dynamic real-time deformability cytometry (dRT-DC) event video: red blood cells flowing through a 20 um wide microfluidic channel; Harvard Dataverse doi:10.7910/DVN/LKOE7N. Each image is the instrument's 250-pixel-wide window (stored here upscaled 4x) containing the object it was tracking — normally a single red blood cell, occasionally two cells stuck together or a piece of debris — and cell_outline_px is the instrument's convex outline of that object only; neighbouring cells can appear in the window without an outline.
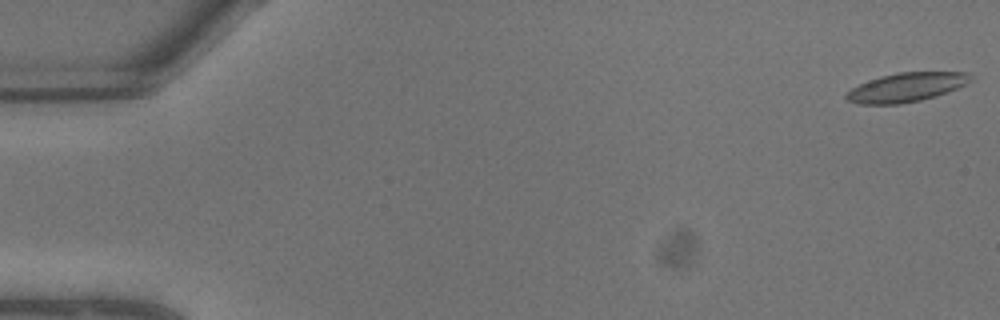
{"species": "common noctule bat (a hibernating species)", "species_latin": "Nyctalus noctula", "temperature_condition": "warm", "stored_images_in_passage": 9, "camera_frame_rate_fps": 3000, "um_per_image_px": 0.085, "animal": {"sex": "male", "body_mass_g": 13.3}, "frame": {"image": 1, "passage_image": 1, "time_ms": 0.0, "image_size_px": [1000, 320], "cell_outline_px": [[972, 80], [956, 88], [936, 96], [920, 100], [900, 104], [860, 104], [848, 100], [844, 96], [852, 88], [860, 84], [880, 76], [896, 72], [968, 72], [972, 76]], "centroid_in_image_um": [77.04, 7.41], "position_along_channel_um": 8.0, "area_um2": 20.81}}
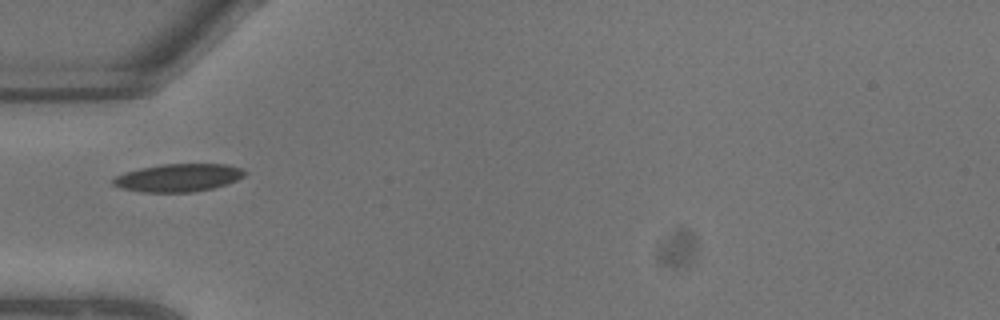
{"frame": {"image": 2, "passage_image": 8, "time_ms": 2.333, "image_size_px": [1000, 320], "cell_outline_px": [[248, 172], [244, 176], [236, 180], [212, 188], [192, 192], [140, 192], [120, 188], [112, 184], [112, 180], [116, 176], [124, 172], [140, 168], [160, 164], [228, 164], [244, 168]], "centroid_in_image_um": [15.16, 15.1], "position_along_channel_um": 69.8, "area_um2": 21.5}}
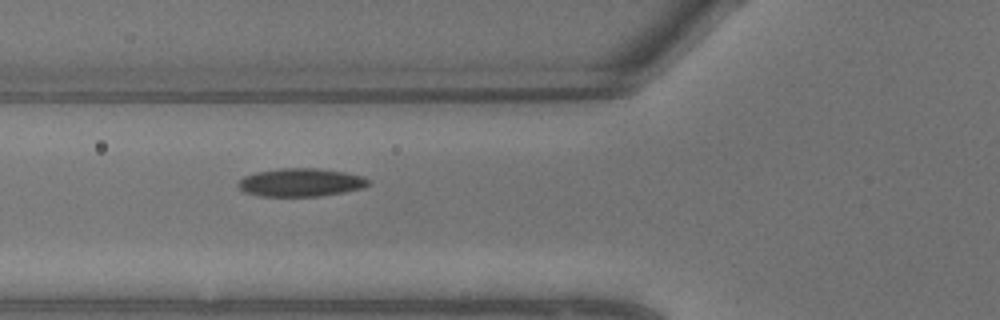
{"frame": {"image": 3, "passage_image": 9, "time_ms": 2.667, "image_size_px": [1000, 320], "cell_outline_px": [[368, 184], [364, 188], [344, 192], [320, 196], [260, 196], [244, 192], [236, 184], [244, 176], [256, 172], [280, 168], [316, 168], [344, 172], [364, 176], [368, 180]], "centroid_in_image_um": [25.55, 15.5], "position_along_channel_um": 100.2, "area_um2": 21.39}}